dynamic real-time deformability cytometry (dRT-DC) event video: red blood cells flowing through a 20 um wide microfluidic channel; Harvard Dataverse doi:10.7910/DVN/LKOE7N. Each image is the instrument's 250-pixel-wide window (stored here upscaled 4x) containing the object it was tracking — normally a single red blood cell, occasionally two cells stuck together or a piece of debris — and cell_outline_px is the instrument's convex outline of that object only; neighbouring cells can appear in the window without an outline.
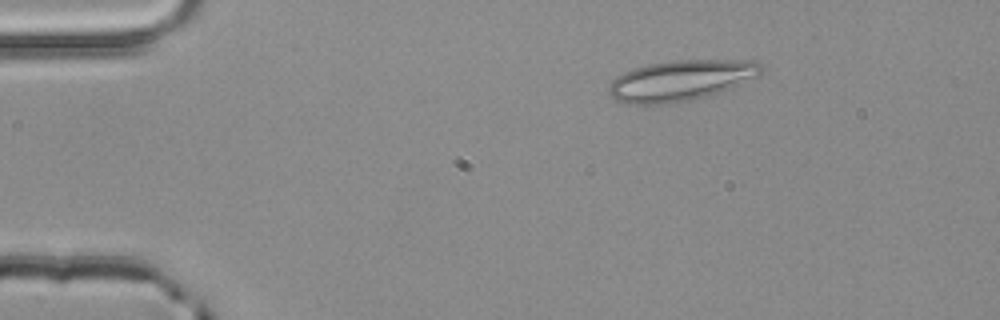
{"species": "common noctule bat (a hibernating species)", "species_latin": "Nyctalus noctula", "temperature_condition": "room temperature", "stored_images_in_passage": 3, "camera_frame_rate_fps": 3000, "um_per_image_px": 0.085, "animal": {"sex": "male", "body_mass_g": 20.4}, "frame": {"image": 1, "passage_image": 2, "time_ms": 0.333, "image_size_px": [1000, 320], "cell_outline_px": [[764, 68], [760, 76], [728, 88], [692, 100], [656, 104], [628, 104], [616, 100], [608, 92], [608, 84], [612, 80], [624, 72], [648, 64], [672, 60], [756, 60]], "centroid_in_image_um": [57.87, 6.82], "position_along_channel_um": 27.1, "area_um2": 35.84}}